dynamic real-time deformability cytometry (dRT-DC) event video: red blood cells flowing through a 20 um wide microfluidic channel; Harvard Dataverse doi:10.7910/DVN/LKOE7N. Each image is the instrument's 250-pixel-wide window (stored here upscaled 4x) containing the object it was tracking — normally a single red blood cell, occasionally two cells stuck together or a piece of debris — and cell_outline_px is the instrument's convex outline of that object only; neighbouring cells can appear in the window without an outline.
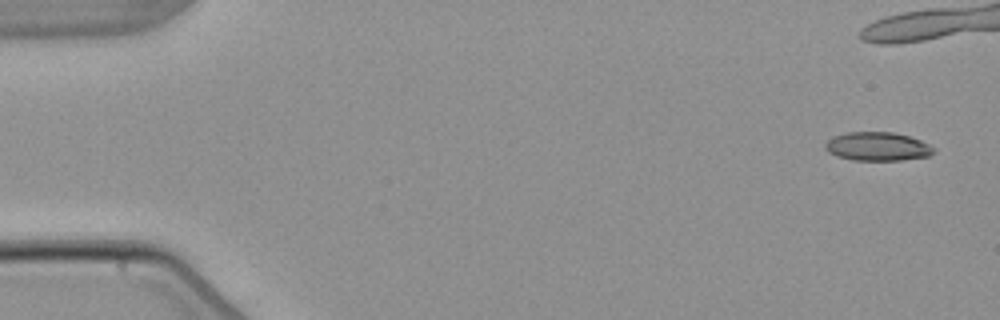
{"species": "common noctule bat (a hibernating species)", "species_latin": "Nyctalus noctula", "temperature_condition": "warm", "stored_images_in_passage": 6, "camera_frame_rate_fps": 3000, "um_per_image_px": 0.085, "animal": {"sex": "male", "body_mass_g": 21.5, "forearm_length_mm": 52.0}, "frame": {"image": 1, "passage_image": 1, "time_ms": 0.0, "image_size_px": [1000, 320], "cell_outline_px": [[936, 152], [928, 156], [900, 160], [852, 160], [836, 156], [828, 152], [824, 148], [824, 144], [832, 136], [848, 132], [892, 132], [908, 136], [920, 140], [936, 148]], "centroid_in_image_um": [74.57, 12.45], "position_along_channel_um": 10.4, "area_um2": 18.21}}